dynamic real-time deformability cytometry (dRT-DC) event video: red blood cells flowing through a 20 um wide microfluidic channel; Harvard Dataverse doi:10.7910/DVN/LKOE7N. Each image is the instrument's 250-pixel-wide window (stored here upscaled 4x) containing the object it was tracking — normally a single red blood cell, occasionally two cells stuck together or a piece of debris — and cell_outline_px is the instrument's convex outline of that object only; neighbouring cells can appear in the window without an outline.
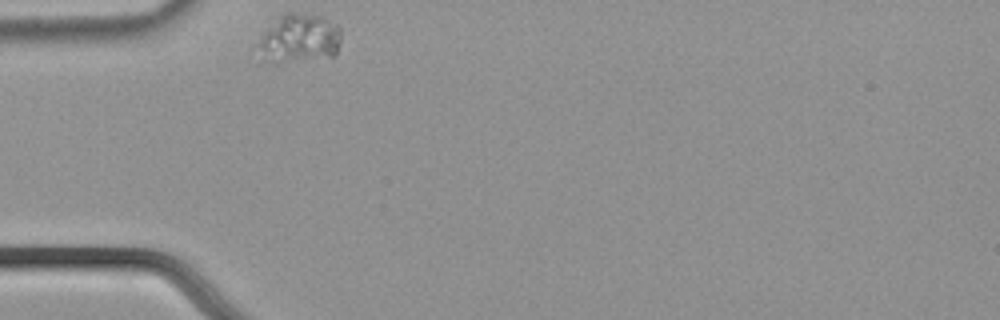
{"species": "common noctule bat (a hibernating species)", "species_latin": "Nyctalus noctula", "temperature_condition": "cold", "stored_images_in_passage": 32, "camera_frame_rate_fps": 3000, "um_per_image_px": 0.085, "animal": {"sex": "male", "body_mass_g": 21.5, "forearm_length_mm": 52.0}, "frame": {"image": 1, "passage_image": 1, "time_ms": 0.0, "image_size_px": [1000, 320], "cell_outline_px": [[340, 40], [336, 52], [332, 56], [284, 60], [260, 60], [260, 44], [264, 32], [284, 12], [292, 12], [320, 16], [336, 24], [340, 28]], "centroid_in_image_um": [25.47, 3.22], "position_along_channel_um": 59.5, "area_um2": 22.54}}
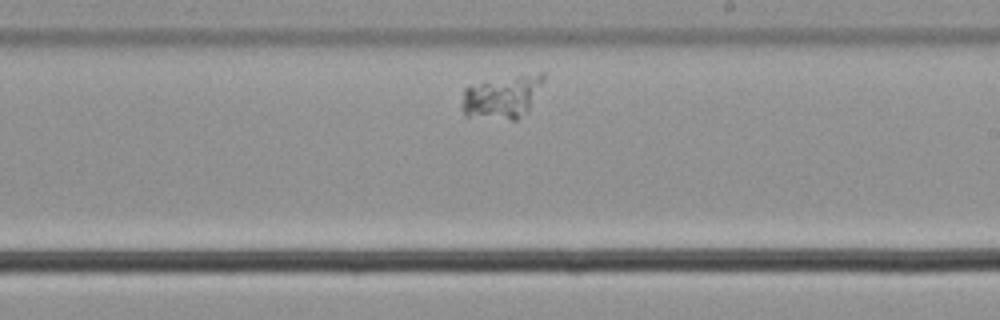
{"frame": {"image": 2, "passage_image": 19, "time_ms": 6.0, "image_size_px": [1000, 320], "cell_outline_px": [[544, 80], [528, 108], [516, 120], [512, 120], [464, 116], [460, 104], [464, 88], [480, 84], [516, 76], [540, 72], [544, 72]], "centroid_in_image_um": [42.64, 8.26], "position_along_channel_um": 246.4, "area_um2": 19.88}}
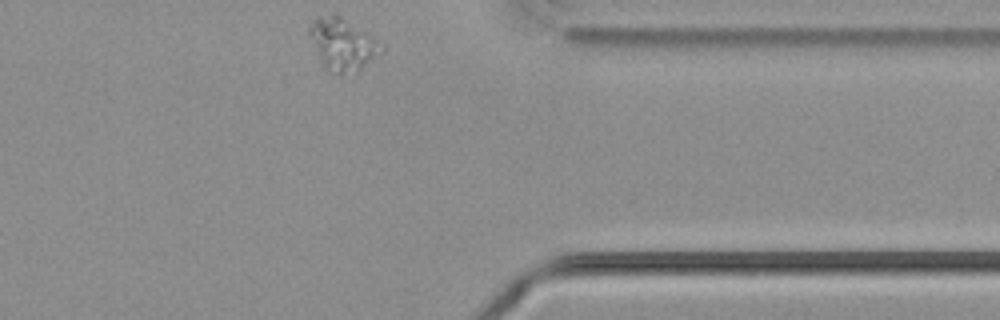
{"frame": {"image": 3, "passage_image": 32, "time_ms": 10.333, "image_size_px": [1000, 320], "cell_outline_px": [[384, 52], [356, 72], [336, 76], [324, 68], [320, 60], [308, 32], [308, 28], [312, 20], [316, 16], [332, 12], [336, 12], [368, 32], [384, 44]], "centroid_in_image_um": [29.14, 3.74], "position_along_channel_um": 382.3, "area_um2": 22.66}}